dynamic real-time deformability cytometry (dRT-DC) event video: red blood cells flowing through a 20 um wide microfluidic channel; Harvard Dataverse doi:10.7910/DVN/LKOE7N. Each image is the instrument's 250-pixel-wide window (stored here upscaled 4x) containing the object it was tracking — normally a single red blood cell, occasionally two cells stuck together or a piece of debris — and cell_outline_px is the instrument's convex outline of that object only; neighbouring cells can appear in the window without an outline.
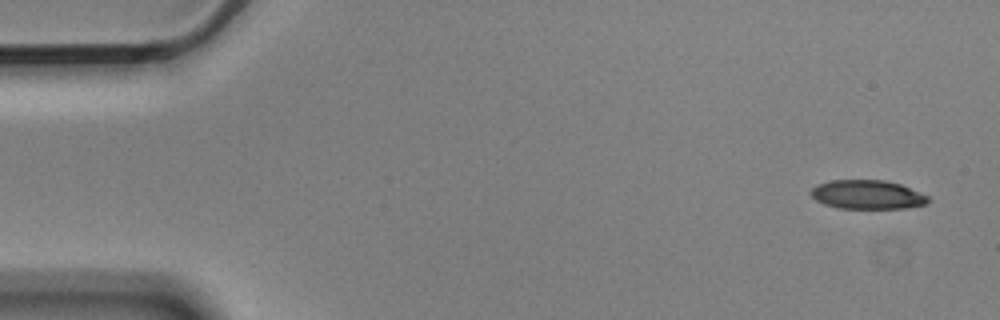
{"species": "Egyptian fruit bat (a non-hibernating species)", "species_latin": "Rousettus aegyptiacus", "temperature_condition": "cold", "stored_images_in_passage": 4, "camera_frame_rate_fps": 3000, "um_per_image_px": 0.085, "animal": {"sex": "male"}, "frame": {"image": 1, "passage_image": 1, "time_ms": 0.0, "image_size_px": [1000, 320], "cell_outline_px": [[932, 200], [928, 204], [904, 208], [836, 208], [824, 204], [816, 200], [808, 192], [816, 184], [832, 180], [884, 180], [900, 184], [928, 196]], "centroid_in_image_um": [73.71, 16.54], "position_along_channel_um": 11.3, "area_um2": 19.88}}
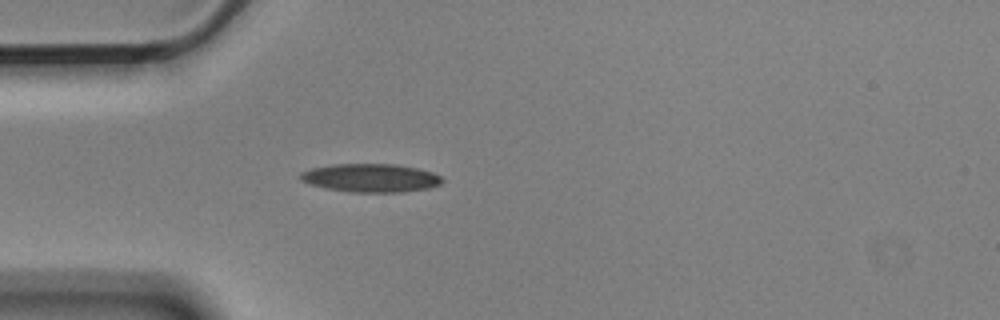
{"frame": {"image": 2, "passage_image": 4, "time_ms": 1.0, "image_size_px": [1000, 320], "cell_outline_px": [[444, 180], [440, 184], [428, 188], [404, 192], [348, 192], [324, 188], [300, 180], [300, 172], [312, 168], [332, 164], [396, 164], [416, 168], [432, 172], [440, 176]], "centroid_in_image_um": [31.5, 15.12], "position_along_channel_um": 53.5, "area_um2": 23.47}}